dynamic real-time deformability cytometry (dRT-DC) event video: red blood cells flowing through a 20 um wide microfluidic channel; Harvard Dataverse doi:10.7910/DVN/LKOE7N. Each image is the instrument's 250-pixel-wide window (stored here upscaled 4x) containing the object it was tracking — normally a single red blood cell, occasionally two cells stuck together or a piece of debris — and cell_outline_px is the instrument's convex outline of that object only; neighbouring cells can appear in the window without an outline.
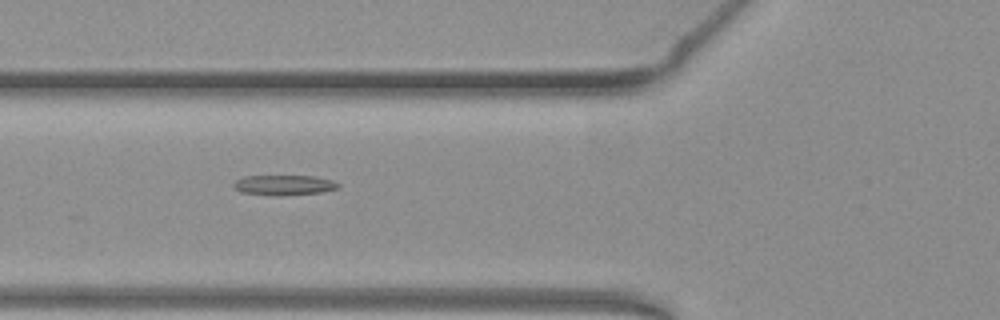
{"species": "common noctule bat (a hibernating species)", "species_latin": "Nyctalus noctula", "temperature_condition": "warm", "stored_images_in_passage": 37, "segment_of_instrument_passage": [1, 2], "camera_frame_rate_fps": 3000, "um_per_image_px": 0.085, "animal": {"sex": "female", "body_mass_g": 19.3, "forearm_length_mm": 54.1}, "frame": {"image": 1, "passage_image": 5, "time_ms": 1.333, "image_size_px": [1000, 320], "cell_outline_px": [[340, 188], [320, 192], [272, 196], [240, 192], [232, 184], [236, 180], [244, 176], [316, 176], [332, 180], [340, 184]], "centroid_in_image_um": [24.14, 15.73], "position_along_channel_um": 101.7, "area_um2": 12.25}}
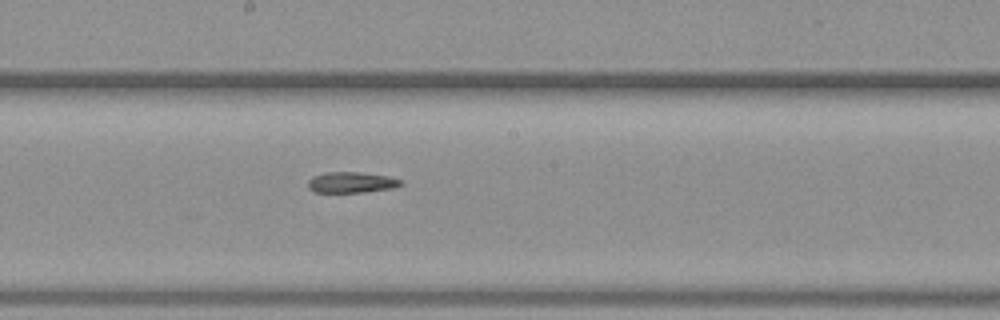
{"frame": {"image": 2, "passage_image": 14, "time_ms": 4.333, "image_size_px": [1000, 320], "cell_outline_px": [[404, 184], [392, 188], [364, 192], [316, 192], [308, 188], [308, 180], [312, 176], [328, 172], [360, 172], [388, 176], [400, 180]], "centroid_in_image_um": [29.86, 15.5], "position_along_channel_um": 218.3, "area_um2": 11.21}}
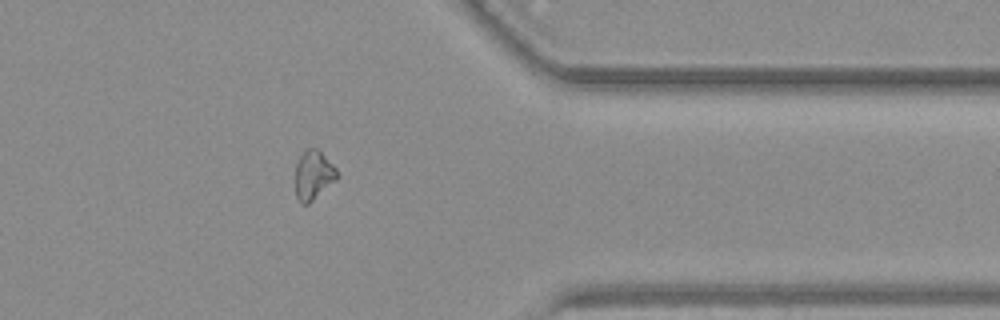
{"frame": {"image": 3, "passage_image": 28, "time_ms": 9.0, "image_size_px": [1000, 320], "cell_outline_px": [[340, 176], [336, 180], [308, 204], [300, 204], [296, 196], [296, 164], [300, 156], [308, 148], [320, 148], [336, 168]], "centroid_in_image_um": [26.67, 14.86], "position_along_channel_um": 384.7, "area_um2": 12.08}}